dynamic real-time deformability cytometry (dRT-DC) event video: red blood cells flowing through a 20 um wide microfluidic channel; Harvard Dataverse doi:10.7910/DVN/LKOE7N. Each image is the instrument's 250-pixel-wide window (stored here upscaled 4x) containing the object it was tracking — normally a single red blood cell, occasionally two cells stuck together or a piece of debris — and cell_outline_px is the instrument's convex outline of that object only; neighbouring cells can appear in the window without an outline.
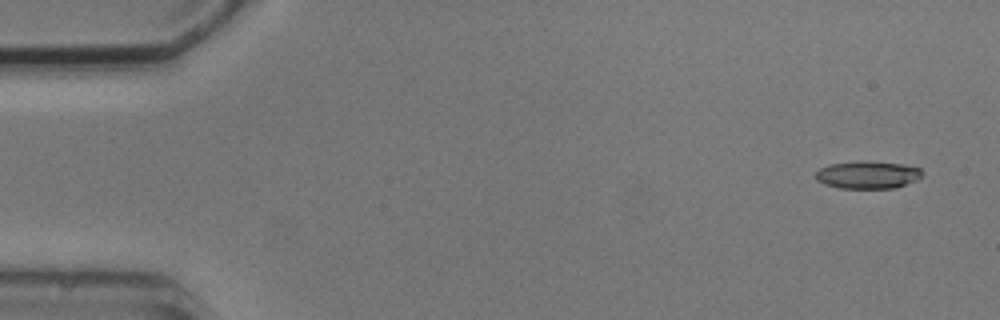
{"species": "common noctule bat (a hibernating species)", "species_latin": "Nyctalus noctula", "temperature_condition": "cold", "stored_images_in_passage": 5, "camera_frame_rate_fps": 3000, "um_per_image_px": 0.085, "animal": {"sex": "male", "body_mass_g": 20.5, "forearm_length_mm": 52.5}, "frame": {"image": 1, "passage_image": 1, "time_ms": 0.0, "image_size_px": [1000, 320], "cell_outline_px": [[924, 172], [916, 180], [896, 188], [840, 188], [824, 184], [816, 180], [816, 172], [820, 168], [828, 164], [860, 160], [864, 160], [904, 164], [920, 168]], "centroid_in_image_um": [73.74, 14.84], "position_along_channel_um": 11.3, "area_um2": 17.34}}
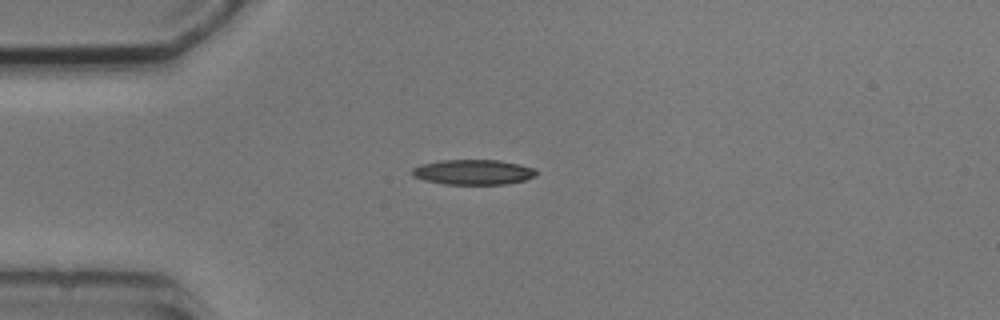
{"frame": {"image": 2, "passage_image": 4, "time_ms": 3.667, "image_size_px": [1000, 320], "cell_outline_px": [[536, 176], [524, 180], [508, 184], [444, 184], [424, 180], [412, 176], [412, 168], [420, 164], [440, 160], [500, 160], [536, 168]], "centroid_in_image_um": [40.22, 14.63], "position_along_channel_um": 44.8, "area_um2": 18.26}}